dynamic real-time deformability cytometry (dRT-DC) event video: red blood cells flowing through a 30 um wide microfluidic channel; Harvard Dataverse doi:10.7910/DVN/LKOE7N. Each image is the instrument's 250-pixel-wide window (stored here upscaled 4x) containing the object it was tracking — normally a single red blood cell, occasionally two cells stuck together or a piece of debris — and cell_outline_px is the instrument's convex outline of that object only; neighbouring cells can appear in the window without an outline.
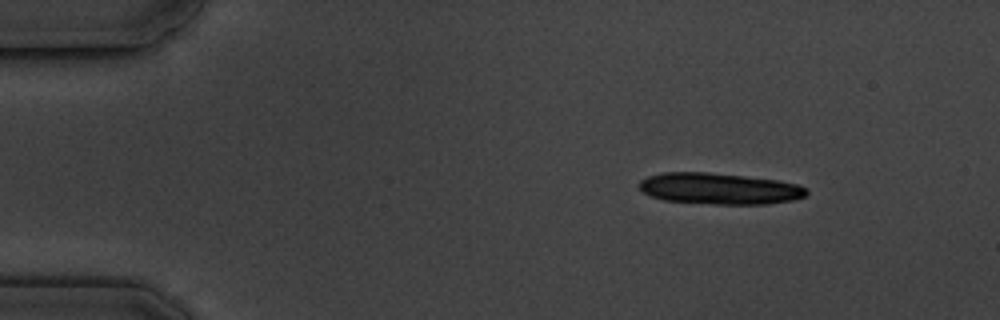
{"species": "common noctule bat (a hibernating species)", "species_latin": "Nyctalus noctula", "temperature_condition": "cold", "stored_images_in_passage": 4, "camera_frame_rate_fps": 3000, "um_per_image_px": 0.085, "animal": {"sex": "male", "body_mass_g": 19.5, "forearm_length_mm": 54.6}, "frame": {"image": 1, "passage_image": 2, "time_ms": 1.0, "image_size_px": [1000, 320], "cell_outline_px": [[808, 192], [804, 196], [792, 200], [764, 204], [712, 204], [664, 200], [652, 196], [644, 192], [640, 188], [640, 180], [648, 176], [664, 172], [708, 172], [744, 176], [776, 180], [796, 184], [808, 188]], "centroid_in_image_um": [61.14, 16.03], "position_along_channel_um": 23.9, "area_um2": 30.29}}